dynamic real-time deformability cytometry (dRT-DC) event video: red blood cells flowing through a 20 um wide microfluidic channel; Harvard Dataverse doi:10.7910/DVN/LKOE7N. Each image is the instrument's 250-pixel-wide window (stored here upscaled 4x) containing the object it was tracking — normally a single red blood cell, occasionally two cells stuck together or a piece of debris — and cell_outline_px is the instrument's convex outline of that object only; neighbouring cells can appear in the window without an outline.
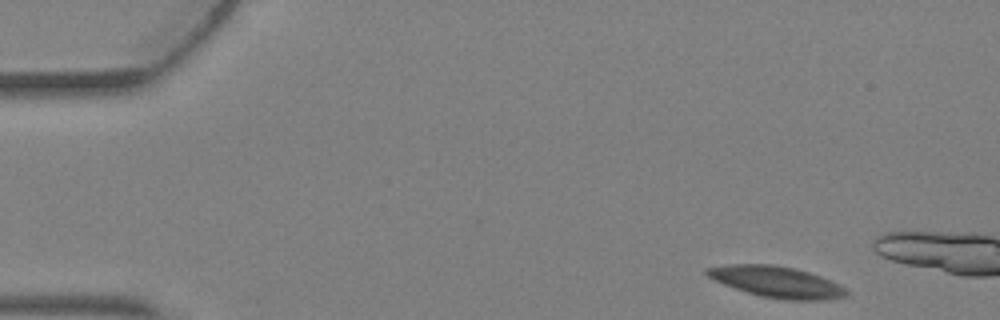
{"species": "Egyptian fruit bat (a non-hibernating species)", "species_latin": "Rousettus aegyptiacus", "temperature_condition": "warm", "stored_images_in_passage": 5, "camera_frame_rate_fps": 3000, "um_per_image_px": 0.085, "animal": {"sex": "female"}, "frame": {"image": 1, "passage_image": 1, "time_ms": 0.0, "image_size_px": [1000, 320], "cell_outline_px": [[848, 296], [820, 300], [788, 300], [760, 296], [724, 284], [708, 276], [704, 272], [704, 268], [728, 264], [772, 264], [796, 268], [832, 280], [840, 284], [848, 292]], "centroid_in_image_um": [66.03, 23.95], "position_along_channel_um": 19.0, "area_um2": 25.26}}